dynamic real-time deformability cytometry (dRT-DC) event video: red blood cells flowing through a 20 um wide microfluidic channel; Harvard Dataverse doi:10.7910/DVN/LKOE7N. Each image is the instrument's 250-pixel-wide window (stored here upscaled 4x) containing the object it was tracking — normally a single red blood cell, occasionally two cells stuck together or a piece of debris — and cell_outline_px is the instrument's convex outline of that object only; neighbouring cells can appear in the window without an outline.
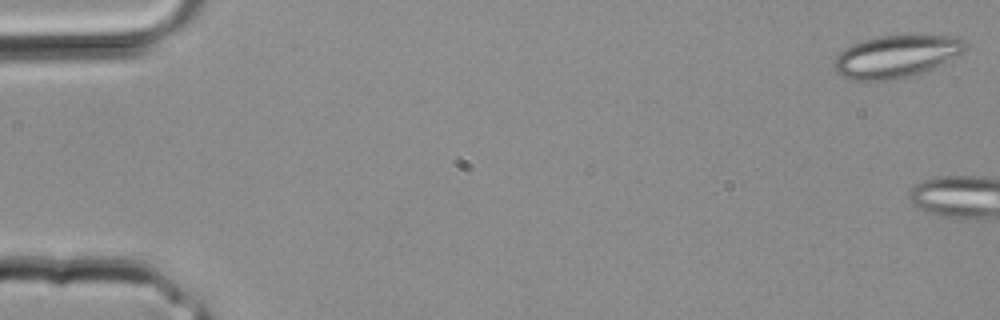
{"species": "common noctule bat (a hibernating species)", "species_latin": "Nyctalus noctula", "temperature_condition": "room temperature", "stored_images_in_passage": 3, "camera_frame_rate_fps": 3000, "um_per_image_px": 0.085, "animal": {"sex": "male", "body_mass_g": 20.4}, "frame": {"image": 1, "passage_image": 1, "time_ms": 0.0, "image_size_px": [1000, 320], "cell_outline_px": [[968, 44], [960, 52], [932, 68], [924, 72], [912, 76], [892, 80], [852, 80], [840, 76], [832, 68], [832, 60], [844, 48], [852, 44], [864, 40], [880, 36], [964, 36]], "centroid_in_image_um": [76.1, 4.8], "position_along_channel_um": 8.9, "area_um2": 32.31}}